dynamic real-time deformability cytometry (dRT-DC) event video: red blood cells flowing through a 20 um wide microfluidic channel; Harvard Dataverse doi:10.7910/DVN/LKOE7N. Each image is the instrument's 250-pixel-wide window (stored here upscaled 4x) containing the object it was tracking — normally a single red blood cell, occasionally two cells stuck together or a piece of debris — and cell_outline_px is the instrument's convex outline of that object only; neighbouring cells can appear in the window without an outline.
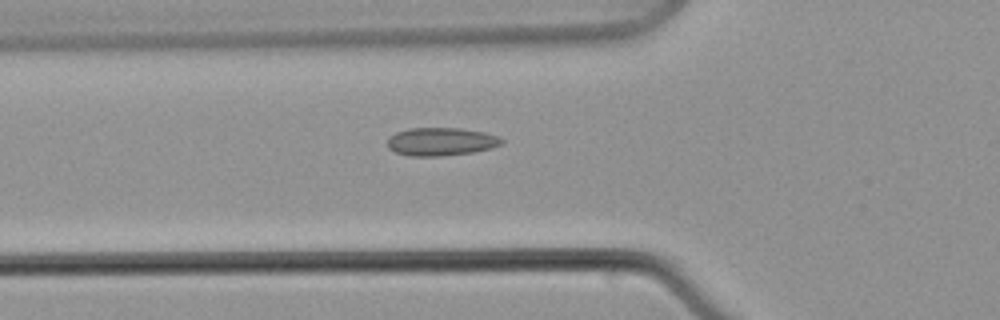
{"species": "common noctule bat (a hibernating species)", "species_latin": "Nyctalus noctula", "temperature_condition": "warm", "stored_images_in_passage": 5, "camera_frame_rate_fps": 3000, "um_per_image_px": 0.085, "animal": {"sex": "male", "body_mass_g": 21.5, "forearm_length_mm": 52.0}, "frame": {"image": 1, "passage_image": 5, "time_ms": 4.0, "image_size_px": [1000, 320], "cell_outline_px": [[504, 140], [500, 144], [492, 148], [472, 152], [440, 156], [408, 156], [396, 152], [388, 148], [388, 136], [396, 132], [408, 128], [460, 128], [484, 132], [500, 136]], "centroid_in_image_um": [37.47, 12.03], "position_along_channel_um": 88.3, "area_um2": 18.79}}